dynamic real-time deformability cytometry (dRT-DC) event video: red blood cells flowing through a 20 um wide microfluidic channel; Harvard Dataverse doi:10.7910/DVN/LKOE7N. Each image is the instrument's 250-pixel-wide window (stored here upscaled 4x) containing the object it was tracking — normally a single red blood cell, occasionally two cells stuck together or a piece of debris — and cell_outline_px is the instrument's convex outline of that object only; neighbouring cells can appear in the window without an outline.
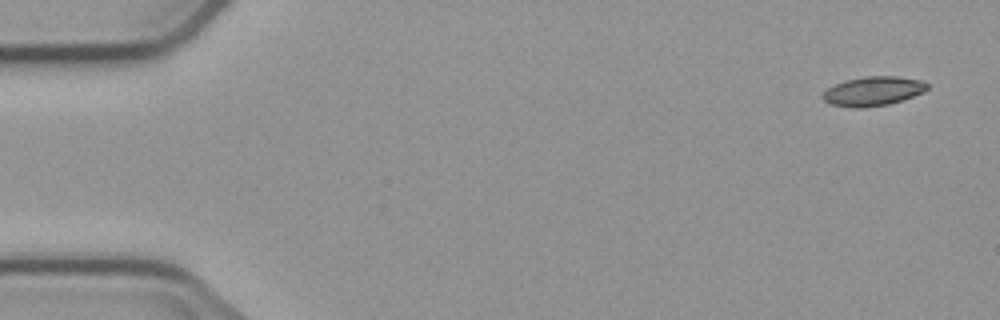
{"species": "common noctule bat (a hibernating species)", "species_latin": "Nyctalus noctula", "temperature_condition": "cold", "stored_images_in_passage": 4, "camera_frame_rate_fps": 3000, "um_per_image_px": 0.085, "animal": {"sex": "male", "body_mass_g": 23.1, "forearm_length_mm": 52.7}, "frame": {"image": 1, "passage_image": 1, "time_ms": 0.0, "image_size_px": [1000, 320], "cell_outline_px": [[928, 88], [924, 92], [888, 104], [860, 108], [856, 108], [832, 104], [824, 100], [820, 96], [828, 88], [844, 80], [864, 76], [896, 76], [920, 80], [928, 84]], "centroid_in_image_um": [74.2, 7.74], "position_along_channel_um": 10.8, "area_um2": 17.63}}
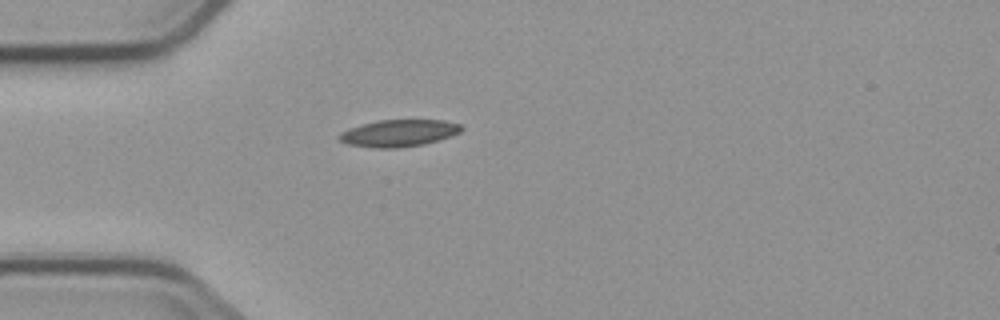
{"frame": {"image": 2, "passage_image": 4, "time_ms": 4.333, "image_size_px": [1000, 320], "cell_outline_px": [[464, 128], [460, 132], [424, 144], [400, 148], [372, 148], [348, 144], [340, 140], [336, 136], [340, 132], [348, 128], [376, 120], [444, 120], [460, 124]], "centroid_in_image_um": [33.85, 11.31], "position_along_channel_um": 51.2, "area_um2": 19.25}}